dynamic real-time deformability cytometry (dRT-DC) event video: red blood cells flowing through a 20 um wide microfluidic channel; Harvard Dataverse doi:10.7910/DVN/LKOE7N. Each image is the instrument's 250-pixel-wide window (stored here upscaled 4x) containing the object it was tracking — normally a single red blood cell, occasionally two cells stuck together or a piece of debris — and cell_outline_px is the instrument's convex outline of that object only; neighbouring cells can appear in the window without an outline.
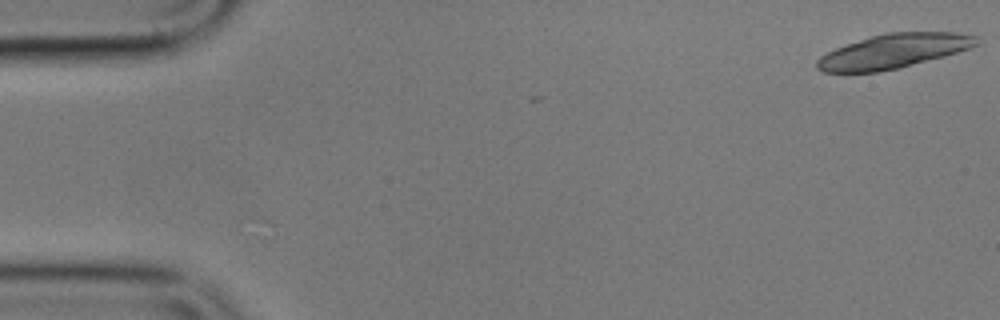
{"species": "common noctule bat (a hibernating species)", "species_latin": "Nyctalus noctula", "temperature_condition": "cold", "stored_images_in_passage": 7, "camera_frame_rate_fps": 3000, "um_per_image_px": 0.085, "animal": {"sex": "male", "body_mass_g": 17.9}, "frame": {"image": 1, "passage_image": 1, "time_ms": 0.0, "image_size_px": [1000, 320], "cell_outline_px": [[980, 44], [972, 48], [944, 56], [900, 68], [880, 72], [824, 72], [816, 68], [816, 60], [820, 56], [836, 48], [872, 36], [888, 32], [960, 32], [976, 36]], "centroid_in_image_um": [75.99, 4.35], "position_along_channel_um": 9.0, "area_um2": 31.91}}
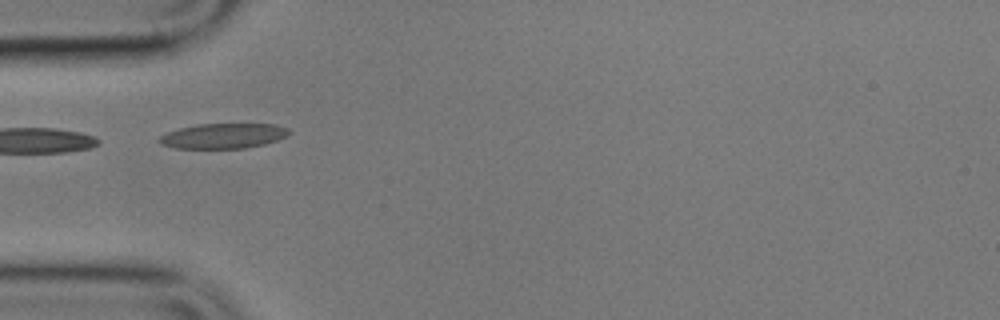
{"frame": {"image": 2, "passage_image": 6, "time_ms": 5.667, "image_size_px": [1000, 320], "cell_outline_px": [[292, 132], [276, 140], [264, 144], [244, 148], [176, 148], [160, 144], [156, 140], [160, 136], [168, 132], [180, 128], [196, 124], [276, 124], [288, 128]], "centroid_in_image_um": [18.96, 11.55], "position_along_channel_um": 66.0, "area_um2": 18.9}}